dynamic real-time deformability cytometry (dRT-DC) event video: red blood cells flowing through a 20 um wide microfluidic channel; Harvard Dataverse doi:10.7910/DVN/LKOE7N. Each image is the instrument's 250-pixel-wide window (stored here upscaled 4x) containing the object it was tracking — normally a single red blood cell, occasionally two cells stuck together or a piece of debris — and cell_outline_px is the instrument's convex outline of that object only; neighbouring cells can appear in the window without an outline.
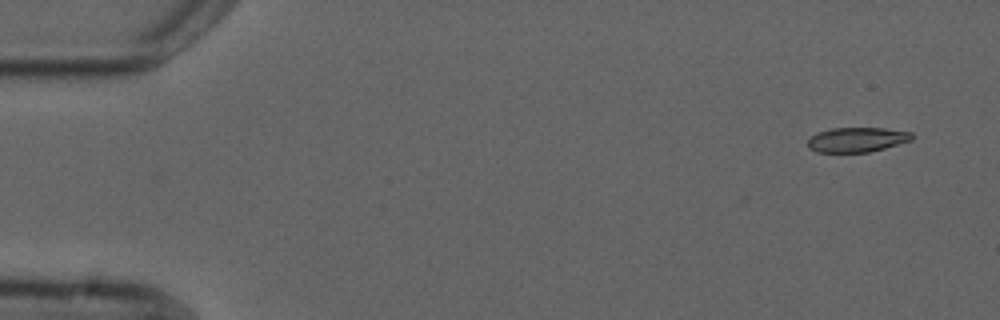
{"species": "common noctule bat (a hibernating species)", "species_latin": "Nyctalus noctula", "temperature_condition": "cold", "stored_images_in_passage": 4, "camera_frame_rate_fps": 3000, "um_per_image_px": 0.085, "animal": {"sex": "male", "forearm_length_mm": 52.5}, "frame": {"image": 1, "passage_image": 4, "time_ms": 3.667, "image_size_px": [1000, 320], "cell_outline_px": [[912, 140], [884, 148], [868, 152], [816, 152], [808, 148], [808, 140], [816, 132], [832, 128], [884, 128], [912, 132]], "centroid_in_image_um": [72.82, 11.87], "position_along_channel_um": 12.2, "area_um2": 14.97}}